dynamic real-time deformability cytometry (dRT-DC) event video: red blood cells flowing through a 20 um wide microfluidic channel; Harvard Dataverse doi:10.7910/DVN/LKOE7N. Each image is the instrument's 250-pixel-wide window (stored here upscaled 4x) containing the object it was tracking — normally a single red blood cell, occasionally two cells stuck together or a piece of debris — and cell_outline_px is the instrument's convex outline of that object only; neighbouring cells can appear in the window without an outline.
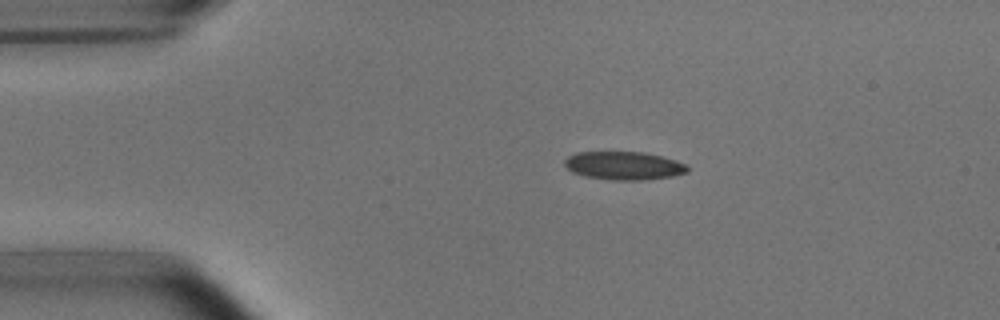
{"species": "common noctule bat (a hibernating species)", "species_latin": "Nyctalus noctula", "temperature_condition": "room temperature", "stored_images_in_passage": 3, "camera_frame_rate_fps": 3000, "um_per_image_px": 0.085, "animal": {"sex": "male", "body_mass_g": 15.6}, "frame": {"image": 1, "passage_image": 1, "time_ms": 0.0, "image_size_px": [1000, 320], "cell_outline_px": [[688, 172], [672, 176], [640, 180], [612, 180], [588, 176], [572, 172], [564, 164], [564, 160], [568, 156], [576, 152], [644, 152], [676, 160], [684, 164], [688, 168]], "centroid_in_image_um": [53.01, 14.07], "position_along_channel_um": 32.0, "area_um2": 20.0}}
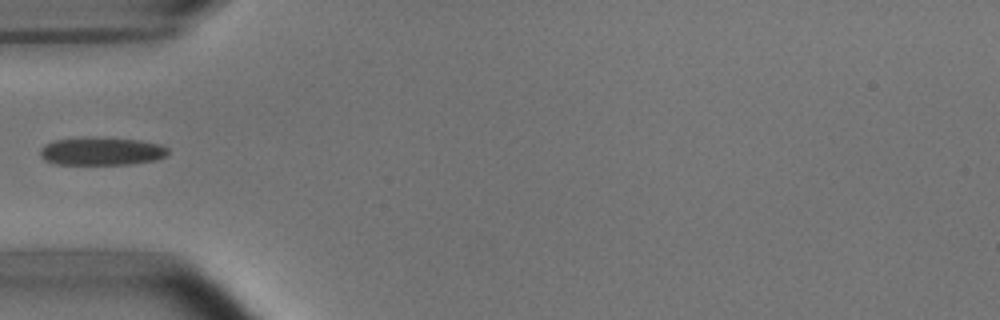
{"frame": {"image": 2, "passage_image": 3, "time_ms": 2.333, "image_size_px": [1000, 320], "cell_outline_px": [[168, 156], [156, 160], [128, 164], [56, 164], [44, 160], [40, 156], [40, 148], [44, 144], [52, 140], [80, 136], [92, 136], [140, 140], [160, 144], [168, 148]], "centroid_in_image_um": [8.59, 12.83], "position_along_channel_um": 76.4, "area_um2": 21.44}}